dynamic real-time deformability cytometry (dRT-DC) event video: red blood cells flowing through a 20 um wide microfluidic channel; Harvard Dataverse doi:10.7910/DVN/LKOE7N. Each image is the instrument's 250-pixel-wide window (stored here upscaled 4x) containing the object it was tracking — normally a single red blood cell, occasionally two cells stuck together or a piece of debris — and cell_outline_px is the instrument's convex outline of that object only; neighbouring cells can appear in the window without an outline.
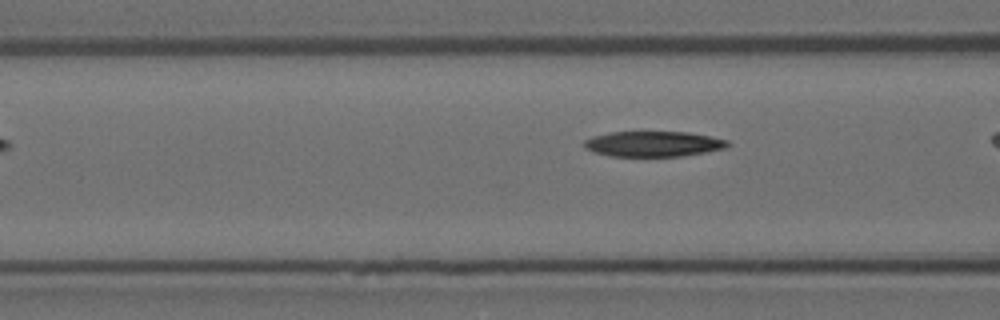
{"species": "Egyptian fruit bat (a non-hibernating species)", "species_latin": "Rousettus aegyptiacus", "temperature_condition": "room temperature", "stored_images_in_passage": 28, "camera_frame_rate_fps": 3000, "um_per_image_px": 0.085, "animal": {"sex": "female"}, "frame": {"image": 1, "passage_image": 6, "time_ms": 1.667, "image_size_px": [1000, 320], "cell_outline_px": [[732, 144], [724, 148], [704, 152], [680, 156], [608, 156], [592, 152], [584, 148], [584, 140], [592, 136], [612, 132], [688, 132], [728, 140]], "centroid_in_image_um": [55.49, 12.23], "position_along_channel_um": 111.1, "area_um2": 21.21}}
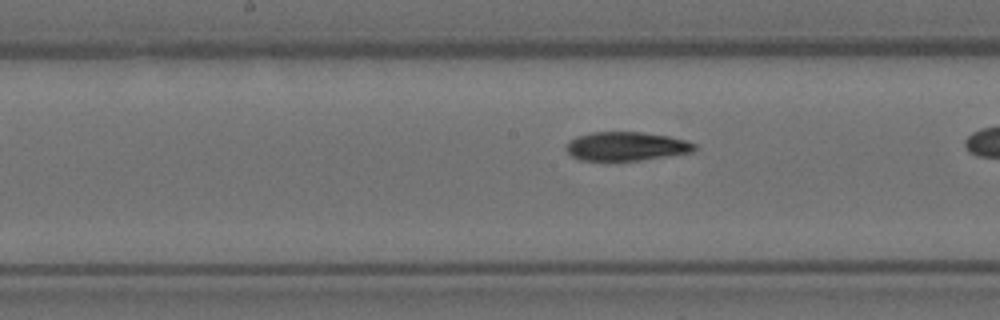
{"frame": {"image": 2, "passage_image": 13, "time_ms": 4.0, "image_size_px": [1000, 320], "cell_outline_px": [[696, 148], [692, 152], [668, 156], [636, 160], [580, 160], [572, 156], [568, 152], [568, 144], [576, 136], [592, 132], [644, 132], [668, 136], [684, 140], [696, 144]], "centroid_in_image_um": [53.26, 12.43], "position_along_channel_um": 194.9, "area_um2": 21.21}}
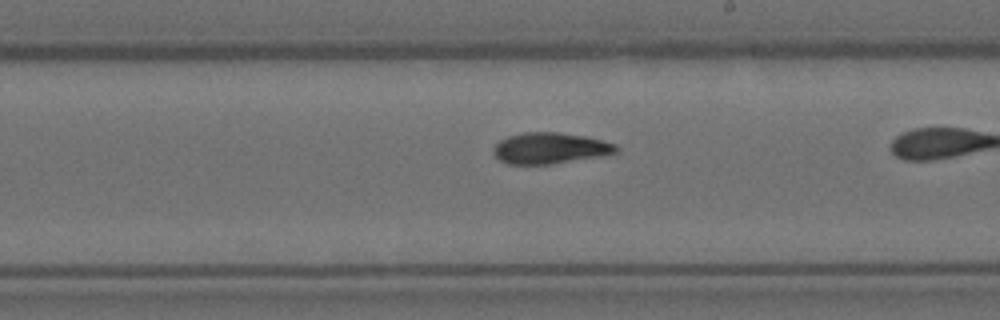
{"frame": {"image": 3, "passage_image": 17, "time_ms": 5.333, "image_size_px": [1000, 320], "cell_outline_px": [[620, 148], [616, 152], [604, 156], [552, 164], [508, 164], [500, 160], [492, 152], [496, 144], [500, 140], [508, 136], [524, 132], [560, 132], [584, 136], [616, 144]], "centroid_in_image_um": [46.77, 12.6], "position_along_channel_um": 242.2, "area_um2": 22.31}}